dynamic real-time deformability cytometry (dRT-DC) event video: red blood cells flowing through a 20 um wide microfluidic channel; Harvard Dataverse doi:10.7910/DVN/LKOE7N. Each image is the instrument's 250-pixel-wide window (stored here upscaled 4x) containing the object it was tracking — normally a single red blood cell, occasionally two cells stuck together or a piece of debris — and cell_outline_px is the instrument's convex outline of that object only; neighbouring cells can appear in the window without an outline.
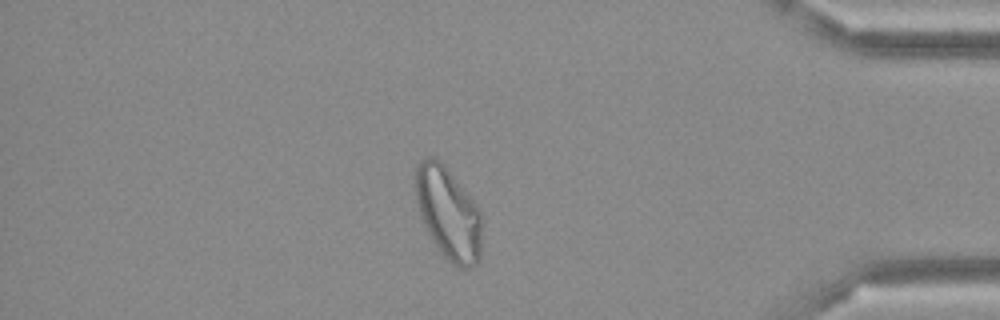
{"species": "Egyptian fruit bat (a non-hibernating species)", "species_latin": "Rousettus aegyptiacus", "temperature_condition": "cold", "stored_images_in_passage": 50, "camera_frame_rate_fps": 3000, "um_per_image_px": 0.085, "frame": {"image": 1, "passage_image": 43, "time_ms": 14.0, "image_size_px": [1000, 320], "cell_outline_px": [[480, 260], [472, 268], [460, 268], [452, 264], [444, 256], [432, 240], [424, 224], [416, 204], [412, 184], [412, 176], [416, 164], [424, 156], [432, 156], [440, 160], [444, 164], [480, 208]], "centroid_in_image_um": [38.04, 18.06], "position_along_channel_um": 397.2, "area_um2": 36.41}}